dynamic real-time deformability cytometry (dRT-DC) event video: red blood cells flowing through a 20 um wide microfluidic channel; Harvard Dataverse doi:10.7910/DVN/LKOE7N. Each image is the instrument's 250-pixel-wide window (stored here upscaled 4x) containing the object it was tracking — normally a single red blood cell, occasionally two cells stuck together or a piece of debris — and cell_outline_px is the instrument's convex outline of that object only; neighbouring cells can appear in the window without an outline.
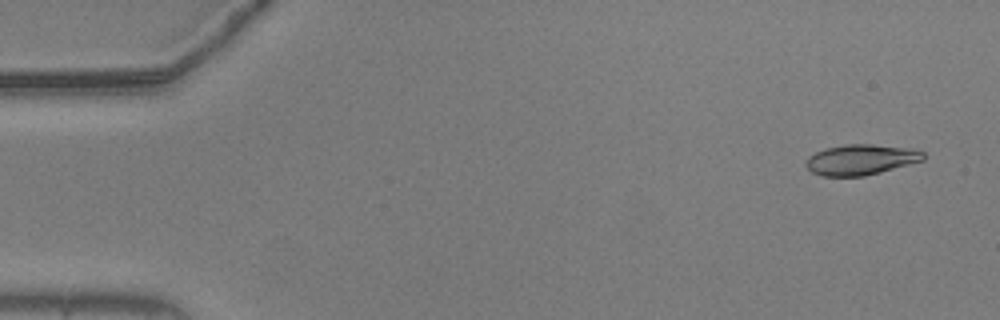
{"species": "common noctule bat (a hibernating species)", "species_latin": "Nyctalus noctula", "temperature_condition": "warm", "stored_images_in_passage": 20, "camera_frame_rate_fps": 3000, "um_per_image_px": 0.085, "animal": {"sex": "male", "body_mass_g": 20.5, "forearm_length_mm": 52.5}, "frame": {"image": 1, "passage_image": 3, "time_ms": 0.667, "image_size_px": [1000, 320], "cell_outline_px": [[924, 160], [880, 172], [864, 176], [824, 176], [812, 172], [804, 164], [808, 156], [824, 148], [844, 144], [872, 144], [912, 148], [924, 152]], "centroid_in_image_um": [73.16, 13.56], "position_along_channel_um": 11.8, "area_um2": 20.92}}
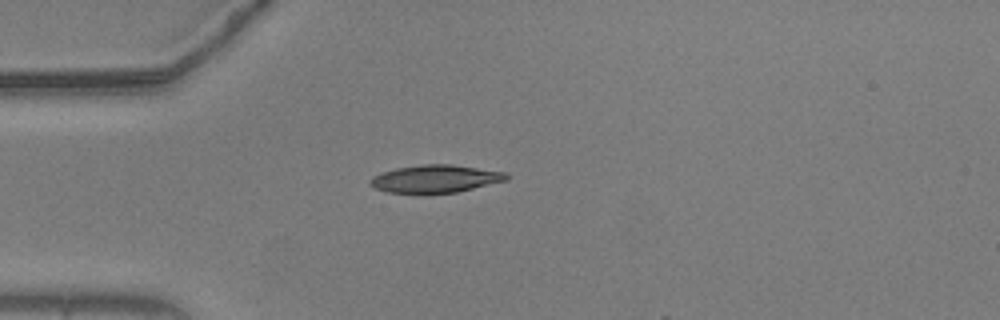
{"frame": {"image": 2, "passage_image": 15, "time_ms": 4.667, "image_size_px": [1000, 320], "cell_outline_px": [[508, 180], [456, 192], [428, 196], [388, 192], [376, 188], [368, 184], [368, 180], [372, 176], [380, 172], [396, 168], [420, 164], [452, 164], [508, 172]], "centroid_in_image_um": [36.96, 15.22], "position_along_channel_um": 48.0, "area_um2": 22.89}}
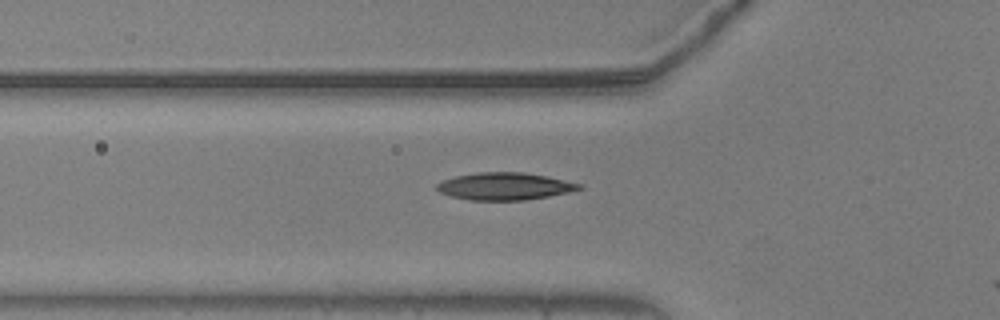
{"frame": {"image": 3, "passage_image": 19, "time_ms": 6.0, "image_size_px": [1000, 320], "cell_outline_px": [[584, 188], [568, 192], [548, 196], [524, 200], [468, 200], [452, 196], [440, 192], [436, 188], [436, 184], [444, 180], [456, 176], [476, 172], [520, 172], [544, 176], [584, 184]], "centroid_in_image_um": [42.9, 15.83], "position_along_channel_um": 82.9, "area_um2": 22.48}}